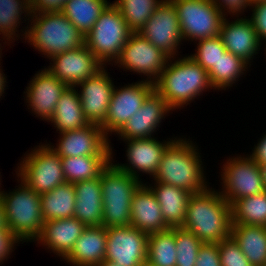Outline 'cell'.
<instances>
[{
  "instance_id": "f546056e",
  "label": "cell",
  "mask_w": 266,
  "mask_h": 266,
  "mask_svg": "<svg viewBox=\"0 0 266 266\" xmlns=\"http://www.w3.org/2000/svg\"><path fill=\"white\" fill-rule=\"evenodd\" d=\"M75 200L74 184L67 182L41 194L44 221L74 217Z\"/></svg>"
},
{
  "instance_id": "2e32d148",
  "label": "cell",
  "mask_w": 266,
  "mask_h": 266,
  "mask_svg": "<svg viewBox=\"0 0 266 266\" xmlns=\"http://www.w3.org/2000/svg\"><path fill=\"white\" fill-rule=\"evenodd\" d=\"M171 138H168L169 140H163V142L159 141L155 136L150 138L125 140V144L127 145L125 151L127 163H117V160L115 161L113 159V150H111V161L120 170L127 172L140 181L142 180L140 179V176H142V174L144 175V173L153 179L159 168L164 151L176 137L174 136Z\"/></svg>"
},
{
  "instance_id": "681fc988",
  "label": "cell",
  "mask_w": 266,
  "mask_h": 266,
  "mask_svg": "<svg viewBox=\"0 0 266 266\" xmlns=\"http://www.w3.org/2000/svg\"><path fill=\"white\" fill-rule=\"evenodd\" d=\"M98 266H120V265L113 261L103 260Z\"/></svg>"
},
{
  "instance_id": "484cf974",
  "label": "cell",
  "mask_w": 266,
  "mask_h": 266,
  "mask_svg": "<svg viewBox=\"0 0 266 266\" xmlns=\"http://www.w3.org/2000/svg\"><path fill=\"white\" fill-rule=\"evenodd\" d=\"M151 181L148 186L157 198L165 224L169 228L182 227L186 218L187 203L192 193L156 180Z\"/></svg>"
},
{
  "instance_id": "7bdbcfd3",
  "label": "cell",
  "mask_w": 266,
  "mask_h": 266,
  "mask_svg": "<svg viewBox=\"0 0 266 266\" xmlns=\"http://www.w3.org/2000/svg\"><path fill=\"white\" fill-rule=\"evenodd\" d=\"M20 243L9 229H0V265L4 264L5 261L7 262L8 258H11L10 255Z\"/></svg>"
},
{
  "instance_id": "ffe728a7",
  "label": "cell",
  "mask_w": 266,
  "mask_h": 266,
  "mask_svg": "<svg viewBox=\"0 0 266 266\" xmlns=\"http://www.w3.org/2000/svg\"><path fill=\"white\" fill-rule=\"evenodd\" d=\"M172 109L154 89L145 99L143 105L116 134L122 141L154 137L160 125Z\"/></svg>"
},
{
  "instance_id": "277c9868",
  "label": "cell",
  "mask_w": 266,
  "mask_h": 266,
  "mask_svg": "<svg viewBox=\"0 0 266 266\" xmlns=\"http://www.w3.org/2000/svg\"><path fill=\"white\" fill-rule=\"evenodd\" d=\"M29 22L25 43L27 41L45 58L85 45V36L61 11L32 12Z\"/></svg>"
},
{
  "instance_id": "74e56055",
  "label": "cell",
  "mask_w": 266,
  "mask_h": 266,
  "mask_svg": "<svg viewBox=\"0 0 266 266\" xmlns=\"http://www.w3.org/2000/svg\"><path fill=\"white\" fill-rule=\"evenodd\" d=\"M197 42H195L197 44L195 53L189 56L209 72L215 67L221 55H224L226 48L220 36L202 39Z\"/></svg>"
},
{
  "instance_id": "cb8c5ba5",
  "label": "cell",
  "mask_w": 266,
  "mask_h": 266,
  "mask_svg": "<svg viewBox=\"0 0 266 266\" xmlns=\"http://www.w3.org/2000/svg\"><path fill=\"white\" fill-rule=\"evenodd\" d=\"M106 244V227H86L63 261L72 266H98L105 260Z\"/></svg>"
},
{
  "instance_id": "e0dca14e",
  "label": "cell",
  "mask_w": 266,
  "mask_h": 266,
  "mask_svg": "<svg viewBox=\"0 0 266 266\" xmlns=\"http://www.w3.org/2000/svg\"><path fill=\"white\" fill-rule=\"evenodd\" d=\"M45 67L37 71L29 81L24 91V100L35 117H40V120L48 122L68 85L56 78Z\"/></svg>"
},
{
  "instance_id": "7dc6e473",
  "label": "cell",
  "mask_w": 266,
  "mask_h": 266,
  "mask_svg": "<svg viewBox=\"0 0 266 266\" xmlns=\"http://www.w3.org/2000/svg\"><path fill=\"white\" fill-rule=\"evenodd\" d=\"M0 229H8L5 219V212L1 201H0Z\"/></svg>"
},
{
  "instance_id": "d6986e66",
  "label": "cell",
  "mask_w": 266,
  "mask_h": 266,
  "mask_svg": "<svg viewBox=\"0 0 266 266\" xmlns=\"http://www.w3.org/2000/svg\"><path fill=\"white\" fill-rule=\"evenodd\" d=\"M106 68L107 66H104L95 75L75 86L80 89L78 93L86 120L100 126L105 122L115 87Z\"/></svg>"
},
{
  "instance_id": "d4e9b609",
  "label": "cell",
  "mask_w": 266,
  "mask_h": 266,
  "mask_svg": "<svg viewBox=\"0 0 266 266\" xmlns=\"http://www.w3.org/2000/svg\"><path fill=\"white\" fill-rule=\"evenodd\" d=\"M74 189L76 191L74 218L86 227L102 226L101 174L92 180L75 182Z\"/></svg>"
},
{
  "instance_id": "9c48e42d",
  "label": "cell",
  "mask_w": 266,
  "mask_h": 266,
  "mask_svg": "<svg viewBox=\"0 0 266 266\" xmlns=\"http://www.w3.org/2000/svg\"><path fill=\"white\" fill-rule=\"evenodd\" d=\"M222 163L219 192L231 206L242 198L265 191L261 168L248 154L229 156Z\"/></svg>"
},
{
  "instance_id": "8d00e7d4",
  "label": "cell",
  "mask_w": 266,
  "mask_h": 266,
  "mask_svg": "<svg viewBox=\"0 0 266 266\" xmlns=\"http://www.w3.org/2000/svg\"><path fill=\"white\" fill-rule=\"evenodd\" d=\"M202 244L191 231L176 227V266H195Z\"/></svg>"
},
{
  "instance_id": "f5cc1de1",
  "label": "cell",
  "mask_w": 266,
  "mask_h": 266,
  "mask_svg": "<svg viewBox=\"0 0 266 266\" xmlns=\"http://www.w3.org/2000/svg\"><path fill=\"white\" fill-rule=\"evenodd\" d=\"M141 266H153V265H151L149 262H145V263H143Z\"/></svg>"
},
{
  "instance_id": "8992f818",
  "label": "cell",
  "mask_w": 266,
  "mask_h": 266,
  "mask_svg": "<svg viewBox=\"0 0 266 266\" xmlns=\"http://www.w3.org/2000/svg\"><path fill=\"white\" fill-rule=\"evenodd\" d=\"M120 170L112 161L101 171L102 226H131V200L143 183Z\"/></svg>"
},
{
  "instance_id": "bcb514c9",
  "label": "cell",
  "mask_w": 266,
  "mask_h": 266,
  "mask_svg": "<svg viewBox=\"0 0 266 266\" xmlns=\"http://www.w3.org/2000/svg\"><path fill=\"white\" fill-rule=\"evenodd\" d=\"M1 60L2 59H0V65L2 63ZM6 83H8V82H7L6 76L3 72V67L1 68V66H0V99L1 100L4 96L5 90L7 89L6 87H8V85H6Z\"/></svg>"
},
{
  "instance_id": "ac0fdd59",
  "label": "cell",
  "mask_w": 266,
  "mask_h": 266,
  "mask_svg": "<svg viewBox=\"0 0 266 266\" xmlns=\"http://www.w3.org/2000/svg\"><path fill=\"white\" fill-rule=\"evenodd\" d=\"M49 60L46 69L68 86H76L104 67L86 45L57 54Z\"/></svg>"
},
{
  "instance_id": "3957f363",
  "label": "cell",
  "mask_w": 266,
  "mask_h": 266,
  "mask_svg": "<svg viewBox=\"0 0 266 266\" xmlns=\"http://www.w3.org/2000/svg\"><path fill=\"white\" fill-rule=\"evenodd\" d=\"M231 226V205L218 190L209 187L190 196L182 227L202 243H219L229 238Z\"/></svg>"
},
{
  "instance_id": "7a4b0ae2",
  "label": "cell",
  "mask_w": 266,
  "mask_h": 266,
  "mask_svg": "<svg viewBox=\"0 0 266 266\" xmlns=\"http://www.w3.org/2000/svg\"><path fill=\"white\" fill-rule=\"evenodd\" d=\"M202 155L192 140L176 138L164 151L153 180L187 190L195 194L210 187L204 171Z\"/></svg>"
},
{
  "instance_id": "c3c4849f",
  "label": "cell",
  "mask_w": 266,
  "mask_h": 266,
  "mask_svg": "<svg viewBox=\"0 0 266 266\" xmlns=\"http://www.w3.org/2000/svg\"><path fill=\"white\" fill-rule=\"evenodd\" d=\"M259 166L261 168L263 185H264V189L266 191V165H259Z\"/></svg>"
},
{
  "instance_id": "f907efd6",
  "label": "cell",
  "mask_w": 266,
  "mask_h": 266,
  "mask_svg": "<svg viewBox=\"0 0 266 266\" xmlns=\"http://www.w3.org/2000/svg\"><path fill=\"white\" fill-rule=\"evenodd\" d=\"M0 40L3 42L2 39H0ZM2 42L0 43V59H2V57H1L2 55L1 54H3L2 50H3V47H5L4 44L7 45L5 42H3V46H2Z\"/></svg>"
},
{
  "instance_id": "816d5d0a",
  "label": "cell",
  "mask_w": 266,
  "mask_h": 266,
  "mask_svg": "<svg viewBox=\"0 0 266 266\" xmlns=\"http://www.w3.org/2000/svg\"><path fill=\"white\" fill-rule=\"evenodd\" d=\"M24 1L31 7L36 0H24Z\"/></svg>"
},
{
  "instance_id": "d590c367",
  "label": "cell",
  "mask_w": 266,
  "mask_h": 266,
  "mask_svg": "<svg viewBox=\"0 0 266 266\" xmlns=\"http://www.w3.org/2000/svg\"><path fill=\"white\" fill-rule=\"evenodd\" d=\"M164 0H115L112 3L119 9L128 28L137 33Z\"/></svg>"
},
{
  "instance_id": "9a60e30c",
  "label": "cell",
  "mask_w": 266,
  "mask_h": 266,
  "mask_svg": "<svg viewBox=\"0 0 266 266\" xmlns=\"http://www.w3.org/2000/svg\"><path fill=\"white\" fill-rule=\"evenodd\" d=\"M106 228L105 260L120 266H141L147 261V233L132 226Z\"/></svg>"
},
{
  "instance_id": "1f68e13d",
  "label": "cell",
  "mask_w": 266,
  "mask_h": 266,
  "mask_svg": "<svg viewBox=\"0 0 266 266\" xmlns=\"http://www.w3.org/2000/svg\"><path fill=\"white\" fill-rule=\"evenodd\" d=\"M249 67L251 66L242 58L226 50L224 55H221L217 61L215 67L208 72L211 86L214 91L231 89L234 84L236 86V83L240 80L239 78L244 77L242 75L249 71Z\"/></svg>"
},
{
  "instance_id": "60d3db41",
  "label": "cell",
  "mask_w": 266,
  "mask_h": 266,
  "mask_svg": "<svg viewBox=\"0 0 266 266\" xmlns=\"http://www.w3.org/2000/svg\"><path fill=\"white\" fill-rule=\"evenodd\" d=\"M195 266H221L218 243H203L200 246Z\"/></svg>"
},
{
  "instance_id": "4dcf8cb0",
  "label": "cell",
  "mask_w": 266,
  "mask_h": 266,
  "mask_svg": "<svg viewBox=\"0 0 266 266\" xmlns=\"http://www.w3.org/2000/svg\"><path fill=\"white\" fill-rule=\"evenodd\" d=\"M108 0H65L61 12L84 35L111 4Z\"/></svg>"
},
{
  "instance_id": "5b68a950",
  "label": "cell",
  "mask_w": 266,
  "mask_h": 266,
  "mask_svg": "<svg viewBox=\"0 0 266 266\" xmlns=\"http://www.w3.org/2000/svg\"><path fill=\"white\" fill-rule=\"evenodd\" d=\"M20 183L13 191L0 193L7 228L20 241L35 242L45 223L42 215L41 194L36 193L17 177Z\"/></svg>"
},
{
  "instance_id": "7402d4cb",
  "label": "cell",
  "mask_w": 266,
  "mask_h": 266,
  "mask_svg": "<svg viewBox=\"0 0 266 266\" xmlns=\"http://www.w3.org/2000/svg\"><path fill=\"white\" fill-rule=\"evenodd\" d=\"M86 226L77 218L46 221L40 236L35 240L39 246L54 253L61 261L70 253Z\"/></svg>"
},
{
  "instance_id": "6da1fadb",
  "label": "cell",
  "mask_w": 266,
  "mask_h": 266,
  "mask_svg": "<svg viewBox=\"0 0 266 266\" xmlns=\"http://www.w3.org/2000/svg\"><path fill=\"white\" fill-rule=\"evenodd\" d=\"M154 89L175 111L201 98L203 92L214 90L208 72L189 55L169 58L162 74L154 82Z\"/></svg>"
},
{
  "instance_id": "44dd1931",
  "label": "cell",
  "mask_w": 266,
  "mask_h": 266,
  "mask_svg": "<svg viewBox=\"0 0 266 266\" xmlns=\"http://www.w3.org/2000/svg\"><path fill=\"white\" fill-rule=\"evenodd\" d=\"M229 19L228 16L223 19L219 36L227 51L251 66L253 59L262 49L257 33L247 16H235L233 21Z\"/></svg>"
},
{
  "instance_id": "ba28073f",
  "label": "cell",
  "mask_w": 266,
  "mask_h": 266,
  "mask_svg": "<svg viewBox=\"0 0 266 266\" xmlns=\"http://www.w3.org/2000/svg\"><path fill=\"white\" fill-rule=\"evenodd\" d=\"M16 167V177L39 194L66 183L62 160L46 142L26 152Z\"/></svg>"
},
{
  "instance_id": "603a6c76",
  "label": "cell",
  "mask_w": 266,
  "mask_h": 266,
  "mask_svg": "<svg viewBox=\"0 0 266 266\" xmlns=\"http://www.w3.org/2000/svg\"><path fill=\"white\" fill-rule=\"evenodd\" d=\"M148 182L142 183L131 200V226L147 234L169 229L163 220L161 207Z\"/></svg>"
},
{
  "instance_id": "f6af8a7d",
  "label": "cell",
  "mask_w": 266,
  "mask_h": 266,
  "mask_svg": "<svg viewBox=\"0 0 266 266\" xmlns=\"http://www.w3.org/2000/svg\"><path fill=\"white\" fill-rule=\"evenodd\" d=\"M248 155L259 165H266V133H263V136L259 138L257 144H254L252 152Z\"/></svg>"
},
{
  "instance_id": "ab89813d",
  "label": "cell",
  "mask_w": 266,
  "mask_h": 266,
  "mask_svg": "<svg viewBox=\"0 0 266 266\" xmlns=\"http://www.w3.org/2000/svg\"><path fill=\"white\" fill-rule=\"evenodd\" d=\"M249 9L252 10L249 20L257 33L260 43H262V41L266 40V1L254 2Z\"/></svg>"
},
{
  "instance_id": "836d02e7",
  "label": "cell",
  "mask_w": 266,
  "mask_h": 266,
  "mask_svg": "<svg viewBox=\"0 0 266 266\" xmlns=\"http://www.w3.org/2000/svg\"><path fill=\"white\" fill-rule=\"evenodd\" d=\"M176 227L148 234L147 262L153 266H176Z\"/></svg>"
},
{
  "instance_id": "d6a6232c",
  "label": "cell",
  "mask_w": 266,
  "mask_h": 266,
  "mask_svg": "<svg viewBox=\"0 0 266 266\" xmlns=\"http://www.w3.org/2000/svg\"><path fill=\"white\" fill-rule=\"evenodd\" d=\"M61 160L66 182L74 184L99 177L111 161V156L62 157Z\"/></svg>"
},
{
  "instance_id": "4316f807",
  "label": "cell",
  "mask_w": 266,
  "mask_h": 266,
  "mask_svg": "<svg viewBox=\"0 0 266 266\" xmlns=\"http://www.w3.org/2000/svg\"><path fill=\"white\" fill-rule=\"evenodd\" d=\"M75 86H68L56 104L52 118L48 121L57 133L73 131L89 124L81 107L80 96Z\"/></svg>"
},
{
  "instance_id": "83f0119b",
  "label": "cell",
  "mask_w": 266,
  "mask_h": 266,
  "mask_svg": "<svg viewBox=\"0 0 266 266\" xmlns=\"http://www.w3.org/2000/svg\"><path fill=\"white\" fill-rule=\"evenodd\" d=\"M31 14V7L24 0H0V36H2L0 38L7 45L9 44L8 46L12 45L10 43L15 42V40L17 41L21 37L24 40L27 27L22 29L18 27L26 21L29 23Z\"/></svg>"
},
{
  "instance_id": "4fadbf2b",
  "label": "cell",
  "mask_w": 266,
  "mask_h": 266,
  "mask_svg": "<svg viewBox=\"0 0 266 266\" xmlns=\"http://www.w3.org/2000/svg\"><path fill=\"white\" fill-rule=\"evenodd\" d=\"M138 33L170 58L179 56L178 49L184 41L176 7L171 0H164Z\"/></svg>"
},
{
  "instance_id": "ee69618b",
  "label": "cell",
  "mask_w": 266,
  "mask_h": 266,
  "mask_svg": "<svg viewBox=\"0 0 266 266\" xmlns=\"http://www.w3.org/2000/svg\"><path fill=\"white\" fill-rule=\"evenodd\" d=\"M65 0H36L31 6L32 12L61 11Z\"/></svg>"
},
{
  "instance_id": "f35d334b",
  "label": "cell",
  "mask_w": 266,
  "mask_h": 266,
  "mask_svg": "<svg viewBox=\"0 0 266 266\" xmlns=\"http://www.w3.org/2000/svg\"><path fill=\"white\" fill-rule=\"evenodd\" d=\"M221 266H253L230 236L218 243Z\"/></svg>"
},
{
  "instance_id": "b9f144b4",
  "label": "cell",
  "mask_w": 266,
  "mask_h": 266,
  "mask_svg": "<svg viewBox=\"0 0 266 266\" xmlns=\"http://www.w3.org/2000/svg\"><path fill=\"white\" fill-rule=\"evenodd\" d=\"M216 7L223 13L225 17L230 15L243 16L246 9L250 8L251 0H212Z\"/></svg>"
},
{
  "instance_id": "52a82bcc",
  "label": "cell",
  "mask_w": 266,
  "mask_h": 266,
  "mask_svg": "<svg viewBox=\"0 0 266 266\" xmlns=\"http://www.w3.org/2000/svg\"><path fill=\"white\" fill-rule=\"evenodd\" d=\"M132 33L119 9L111 3L86 34L85 45L104 66H113Z\"/></svg>"
},
{
  "instance_id": "f1b7e54d",
  "label": "cell",
  "mask_w": 266,
  "mask_h": 266,
  "mask_svg": "<svg viewBox=\"0 0 266 266\" xmlns=\"http://www.w3.org/2000/svg\"><path fill=\"white\" fill-rule=\"evenodd\" d=\"M230 236L253 266L266 262V227L232 224Z\"/></svg>"
},
{
  "instance_id": "e575fe53",
  "label": "cell",
  "mask_w": 266,
  "mask_h": 266,
  "mask_svg": "<svg viewBox=\"0 0 266 266\" xmlns=\"http://www.w3.org/2000/svg\"><path fill=\"white\" fill-rule=\"evenodd\" d=\"M231 215L232 224L266 227V191L236 201Z\"/></svg>"
},
{
  "instance_id": "7c38bea8",
  "label": "cell",
  "mask_w": 266,
  "mask_h": 266,
  "mask_svg": "<svg viewBox=\"0 0 266 266\" xmlns=\"http://www.w3.org/2000/svg\"><path fill=\"white\" fill-rule=\"evenodd\" d=\"M153 90L154 83L146 81L144 78L121 87L115 86L105 122L101 125L105 135L108 138L112 135L116 136Z\"/></svg>"
},
{
  "instance_id": "11a10c76",
  "label": "cell",
  "mask_w": 266,
  "mask_h": 266,
  "mask_svg": "<svg viewBox=\"0 0 266 266\" xmlns=\"http://www.w3.org/2000/svg\"><path fill=\"white\" fill-rule=\"evenodd\" d=\"M263 42H265V48L264 49H266V40H264V41H262V43H261V47H262V44L264 45V43ZM265 51V54H266V50H264Z\"/></svg>"
},
{
  "instance_id": "9f6ffc18",
  "label": "cell",
  "mask_w": 266,
  "mask_h": 266,
  "mask_svg": "<svg viewBox=\"0 0 266 266\" xmlns=\"http://www.w3.org/2000/svg\"><path fill=\"white\" fill-rule=\"evenodd\" d=\"M0 176H1V172H0ZM1 180H2V179H1V177H0V193H1V191H2V189H1V187H2V186H1V185H2L1 182H2V181H1Z\"/></svg>"
},
{
  "instance_id": "8fae6325",
  "label": "cell",
  "mask_w": 266,
  "mask_h": 266,
  "mask_svg": "<svg viewBox=\"0 0 266 266\" xmlns=\"http://www.w3.org/2000/svg\"><path fill=\"white\" fill-rule=\"evenodd\" d=\"M169 58L137 32L130 35L114 65L124 71L141 74L140 76L146 77L144 80L154 83L162 74Z\"/></svg>"
},
{
  "instance_id": "30bf717a",
  "label": "cell",
  "mask_w": 266,
  "mask_h": 266,
  "mask_svg": "<svg viewBox=\"0 0 266 266\" xmlns=\"http://www.w3.org/2000/svg\"><path fill=\"white\" fill-rule=\"evenodd\" d=\"M176 7L183 41L197 42L220 35L225 16L212 0H171Z\"/></svg>"
},
{
  "instance_id": "db71d44e",
  "label": "cell",
  "mask_w": 266,
  "mask_h": 266,
  "mask_svg": "<svg viewBox=\"0 0 266 266\" xmlns=\"http://www.w3.org/2000/svg\"><path fill=\"white\" fill-rule=\"evenodd\" d=\"M262 1H266V0H251V3H254V2H262Z\"/></svg>"
},
{
  "instance_id": "5bb4252c",
  "label": "cell",
  "mask_w": 266,
  "mask_h": 266,
  "mask_svg": "<svg viewBox=\"0 0 266 266\" xmlns=\"http://www.w3.org/2000/svg\"><path fill=\"white\" fill-rule=\"evenodd\" d=\"M58 141L53 145L46 143L60 158L79 156H111V139L100 125L89 123L83 128L59 133ZM52 144V145H51Z\"/></svg>"
}]
</instances>
